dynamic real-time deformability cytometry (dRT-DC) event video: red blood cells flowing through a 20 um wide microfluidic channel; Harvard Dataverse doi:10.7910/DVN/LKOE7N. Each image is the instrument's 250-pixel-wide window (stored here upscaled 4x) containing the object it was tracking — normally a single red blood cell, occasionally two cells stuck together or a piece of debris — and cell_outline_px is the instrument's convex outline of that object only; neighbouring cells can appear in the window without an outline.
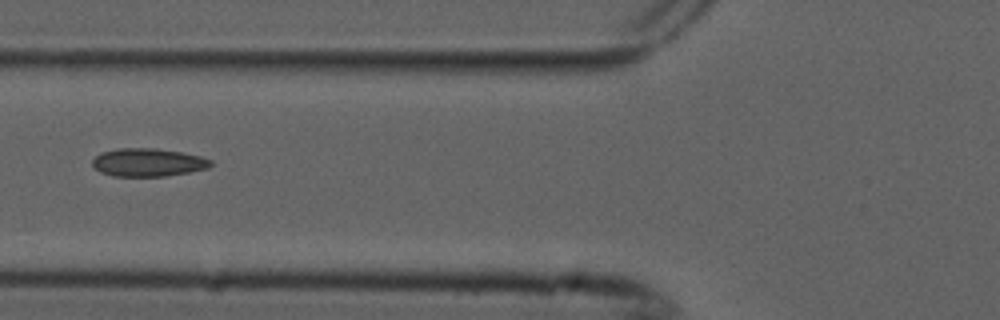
{"species": "common noctule bat (a hibernating species)", "species_latin": "Nyctalus noctula", "temperature_condition": "cold", "stored_images_in_passage": 7, "camera_frame_rate_fps": 3000, "um_per_image_px": 0.085, "animal": {"sex": "male", "forearm_length_mm": 52.5}, "frame": {"image": 1, "passage_image": 6, "time_ms": 1.667, "image_size_px": [1000, 320], "cell_outline_px": [[212, 164], [208, 168], [188, 172], [164, 176], [112, 176], [100, 172], [92, 164], [92, 160], [100, 152], [116, 148], [156, 148], [180, 152], [200, 156], [212, 160]], "centroid_in_image_um": [12.55, 13.8], "position_along_channel_um": 113.2, "area_um2": 19.36}}
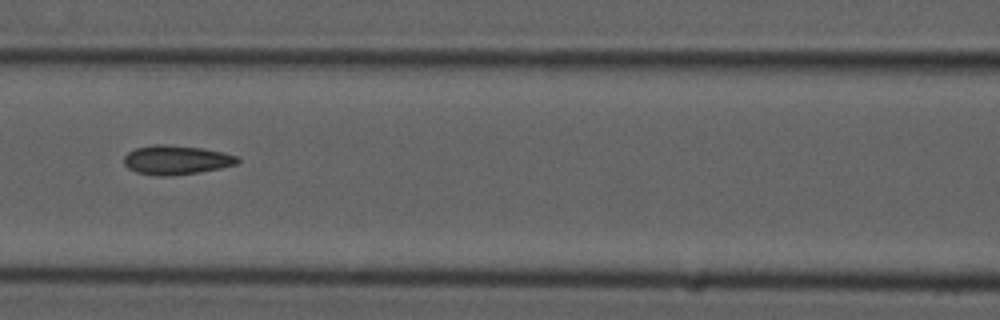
{"frame": {"image": 2, "passage_image": 7, "time_ms": 2.0, "image_size_px": [1000, 320], "cell_outline_px": [[240, 160], [236, 164], [220, 168], [200, 172], [164, 176], [156, 176], [136, 172], [128, 168], [124, 164], [124, 156], [128, 152], [136, 148], [152, 144], [164, 144], [204, 148], [236, 156]], "centroid_in_image_um": [14.94, 13.59], "position_along_channel_um": 151.7, "area_um2": 19.25}}